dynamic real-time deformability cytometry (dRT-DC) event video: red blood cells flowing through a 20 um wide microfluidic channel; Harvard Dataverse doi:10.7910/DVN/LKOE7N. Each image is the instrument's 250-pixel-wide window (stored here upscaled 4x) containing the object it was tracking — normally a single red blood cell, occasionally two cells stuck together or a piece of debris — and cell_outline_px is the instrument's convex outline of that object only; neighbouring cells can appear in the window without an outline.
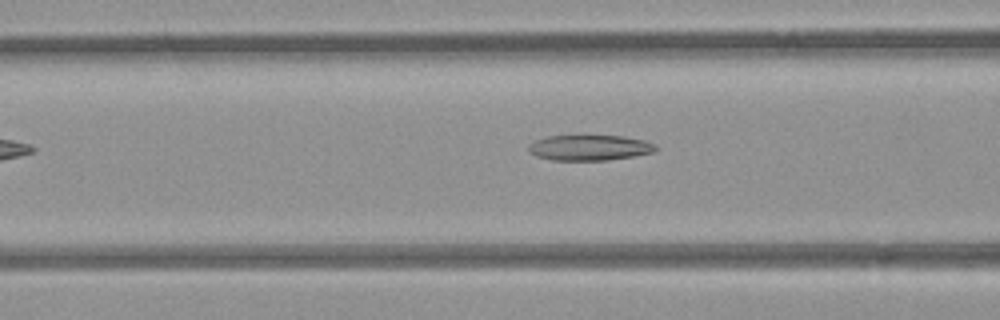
{"species": "common noctule bat (a hibernating species)", "species_latin": "Nyctalus noctula", "temperature_condition": "room temperature", "stored_images_in_passage": 7, "camera_frame_rate_fps": 3000, "um_per_image_px": 0.085, "animal": {"sex": "female", "body_mass_g": 21.9}, "frame": {"image": 1, "passage_image": 6, "time_ms": 1.667, "image_size_px": [1000, 320], "cell_outline_px": [[656, 148], [652, 152], [632, 156], [608, 160], [552, 160], [536, 156], [528, 152], [528, 144], [536, 140], [548, 136], [624, 136], [644, 140], [656, 144]], "centroid_in_image_um": [50.07, 12.55], "position_along_channel_um": 116.5, "area_um2": 18.79}}
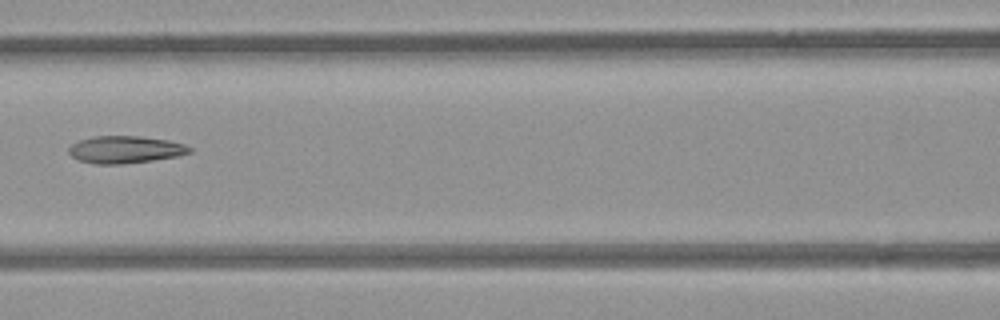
{"frame": {"image": 2, "passage_image": 7, "time_ms": 2.0, "image_size_px": [1000, 320], "cell_outline_px": [[192, 152], [176, 156], [152, 160], [120, 164], [92, 164], [80, 160], [72, 156], [68, 152], [68, 148], [72, 144], [80, 140], [96, 136], [140, 136], [168, 140], [184, 144], [192, 148]], "centroid_in_image_um": [10.64, 12.71], "position_along_channel_um": 156.0, "area_um2": 19.07}}